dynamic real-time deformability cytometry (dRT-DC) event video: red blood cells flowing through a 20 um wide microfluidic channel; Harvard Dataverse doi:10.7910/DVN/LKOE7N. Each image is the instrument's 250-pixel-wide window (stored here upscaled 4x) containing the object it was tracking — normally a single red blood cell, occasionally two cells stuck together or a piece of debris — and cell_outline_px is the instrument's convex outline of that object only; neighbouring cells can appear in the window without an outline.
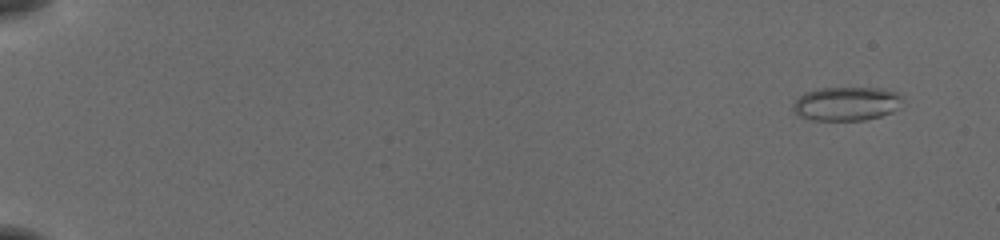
{"species": "common noctule bat (a hibernating species)", "species_latin": "Nyctalus noctula", "temperature_condition": "cold", "stored_images_in_passage": 7, "camera_frame_rate_fps": 3000, "um_per_image_px": 0.085, "animal": {"sex": "female", "body_mass_g": 19.5, "forearm_length_mm": 54.1}, "frame": {"image": 1, "passage_image": 1, "time_ms": 0.0, "image_size_px": [1000, 240], "cell_outline_px": [[900, 108], [892, 112], [880, 116], [864, 120], [812, 120], [796, 116], [792, 108], [792, 104], [804, 92], [820, 88], [880, 88], [896, 92], [900, 96]], "centroid_in_image_um": [71.9, 8.82], "position_along_channel_um": 13.1, "area_um2": 21.68}}
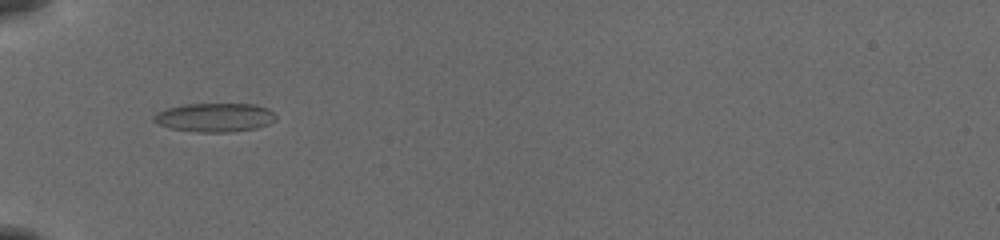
{"frame": {"image": 2, "passage_image": 6, "time_ms": 1.667, "image_size_px": [1000, 240], "cell_outline_px": [[276, 120], [268, 124], [256, 128], [228, 132], [196, 132], [168, 128], [156, 124], [152, 120], [152, 116], [156, 112], [164, 108], [184, 104], [252, 104], [268, 108], [276, 116]], "centroid_in_image_um": [18.18, 9.98], "position_along_channel_um": 66.8, "area_um2": 20.75}}
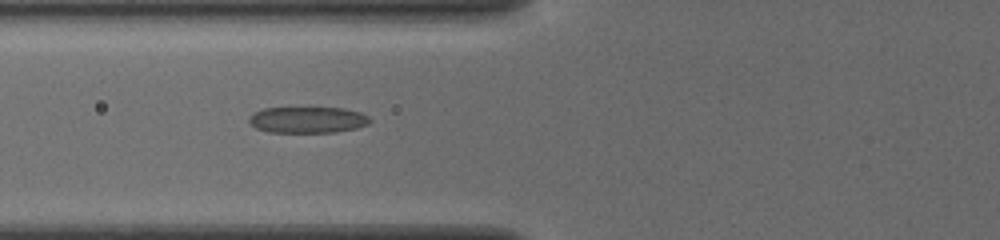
{"frame": {"image": 3, "passage_image": 7, "time_ms": 2.0, "image_size_px": [1000, 240], "cell_outline_px": [[372, 120], [368, 124], [356, 128], [336, 132], [268, 132], [256, 128], [248, 124], [248, 116], [252, 112], [264, 108], [344, 108], [360, 112], [368, 116]], "centroid_in_image_um": [26.1, 10.18], "position_along_channel_um": 99.7, "area_um2": 18.67}}